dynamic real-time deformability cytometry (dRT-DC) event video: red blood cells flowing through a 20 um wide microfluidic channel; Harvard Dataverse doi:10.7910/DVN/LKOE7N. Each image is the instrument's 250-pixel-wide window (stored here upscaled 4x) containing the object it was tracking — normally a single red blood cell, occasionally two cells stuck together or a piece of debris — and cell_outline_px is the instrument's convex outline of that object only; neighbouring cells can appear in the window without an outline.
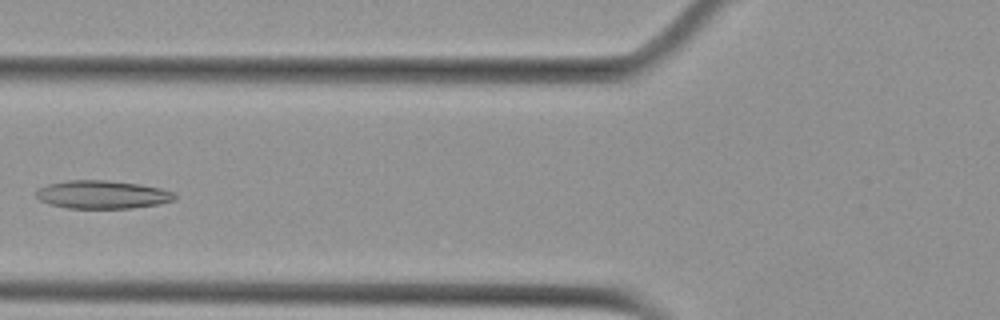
{"species": "Egyptian fruit bat (a non-hibernating species)", "species_latin": "Rousettus aegyptiacus", "temperature_condition": "cold", "stored_images_in_passage": 6, "camera_frame_rate_fps": 3000, "um_per_image_px": 0.085, "animal": {"sex": "female"}, "frame": {"image": 1, "passage_image": 5, "time_ms": 4.667, "image_size_px": [1000, 320], "cell_outline_px": [[176, 200], [156, 204], [132, 208], [68, 208], [48, 204], [40, 200], [36, 196], [36, 192], [40, 188], [48, 184], [68, 180], [108, 180], [140, 184], [160, 188], [176, 192]], "centroid_in_image_um": [8.72, 16.53], "position_along_channel_um": 117.1, "area_um2": 22.77}}
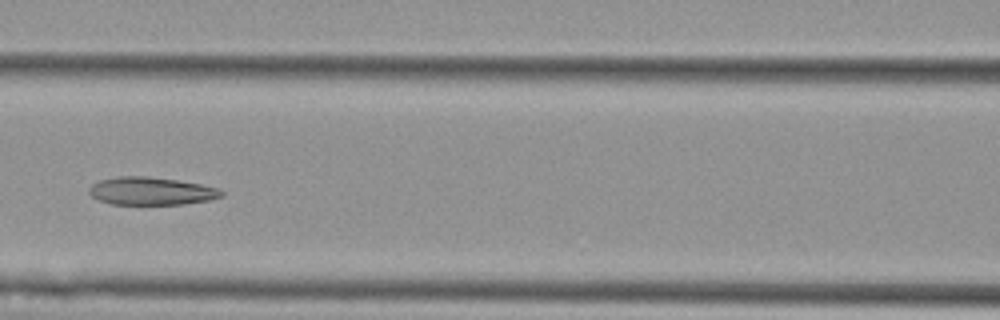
{"frame": {"image": 2, "passage_image": 6, "time_ms": 5.667, "image_size_px": [1000, 320], "cell_outline_px": [[224, 196], [208, 200], [184, 204], [112, 204], [96, 200], [88, 192], [88, 188], [92, 184], [100, 180], [120, 176], [144, 176], [176, 180], [200, 184], [220, 188], [224, 192]], "centroid_in_image_um": [12.84, 16.24], "position_along_channel_um": 153.8, "area_um2": 21.5}}